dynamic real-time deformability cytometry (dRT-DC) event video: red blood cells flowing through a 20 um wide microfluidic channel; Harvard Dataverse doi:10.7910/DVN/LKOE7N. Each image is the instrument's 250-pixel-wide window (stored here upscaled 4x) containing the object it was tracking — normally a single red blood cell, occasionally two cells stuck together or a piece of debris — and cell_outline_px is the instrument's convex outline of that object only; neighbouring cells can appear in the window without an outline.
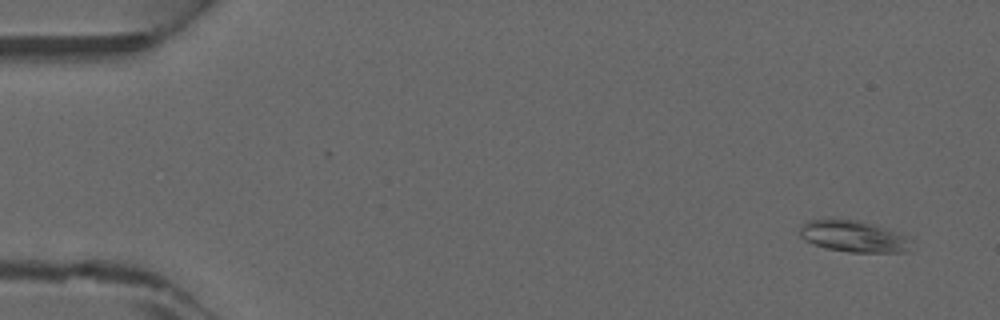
{"species": "common noctule bat (a hibernating species)", "species_latin": "Nyctalus noctula", "temperature_condition": "warm", "stored_images_in_passage": 46, "camera_frame_rate_fps": 3000, "um_per_image_px": 0.085, "animal": {"sex": "male", "forearm_length_mm": 52.5}, "frame": {"image": 1, "passage_image": 3, "time_ms": 0.667, "image_size_px": [1000, 320], "cell_outline_px": [[908, 252], [848, 252], [828, 248], [812, 244], [804, 240], [800, 236], [800, 224], [808, 220], [856, 220], [872, 224], [884, 228], [904, 236], [908, 240]], "centroid_in_image_um": [72.46, 20.1], "position_along_channel_um": 12.5, "area_um2": 19.88}}
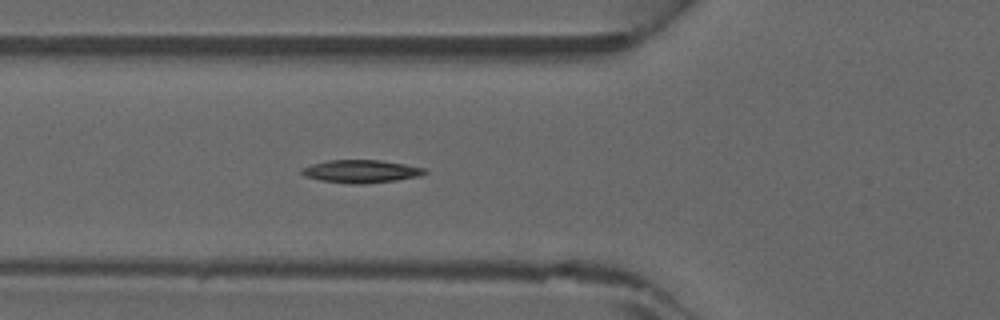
{"frame": {"image": 2, "passage_image": 17, "time_ms": 5.333, "image_size_px": [1000, 320], "cell_outline_px": [[428, 172], [420, 176], [396, 180], [364, 184], [352, 184], [320, 180], [308, 176], [300, 172], [300, 168], [312, 164], [328, 160], [380, 160], [428, 168]], "centroid_in_image_um": [30.73, 14.56], "position_along_channel_um": 95.1, "area_um2": 16.42}}
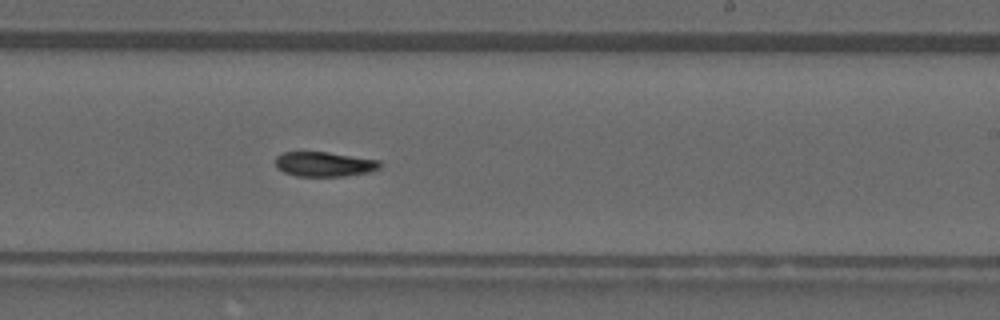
{"frame": {"image": 3, "passage_image": 28, "time_ms": 9.0, "image_size_px": [1000, 320], "cell_outline_px": [[380, 168], [368, 172], [344, 176], [296, 176], [284, 172], [276, 168], [276, 156], [284, 152], [328, 152], [380, 160]], "centroid_in_image_um": [27.55, 13.95], "position_along_channel_um": 261.4, "area_um2": 15.03}}